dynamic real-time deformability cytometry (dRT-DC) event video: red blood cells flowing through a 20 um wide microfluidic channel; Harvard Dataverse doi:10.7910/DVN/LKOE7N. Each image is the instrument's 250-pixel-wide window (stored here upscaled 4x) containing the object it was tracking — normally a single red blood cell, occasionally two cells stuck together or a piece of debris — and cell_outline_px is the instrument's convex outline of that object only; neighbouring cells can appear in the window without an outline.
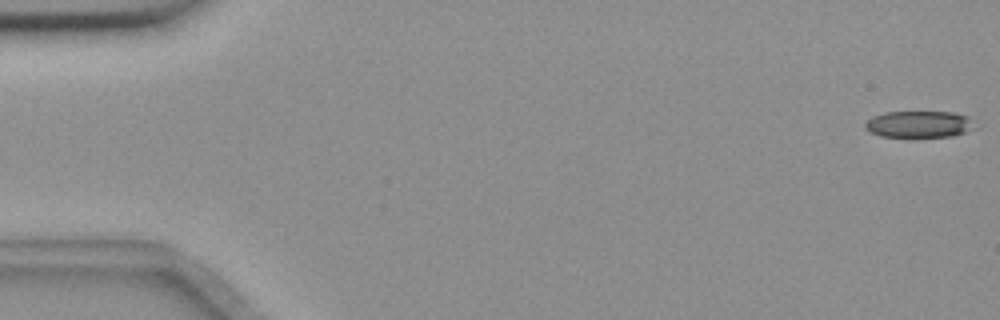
{"species": "common noctule bat (a hibernating species)", "species_latin": "Nyctalus noctula", "temperature_condition": "room temperature", "stored_images_in_passage": 56, "camera_frame_rate_fps": 3000, "um_per_image_px": 0.085, "animal": {"sex": "female", "body_mass_g": 18.4}, "frame": {"image": 1, "passage_image": 1, "time_ms": 0.0, "image_size_px": [1000, 320], "cell_outline_px": [[976, 128], [952, 136], [912, 140], [880, 136], [868, 132], [864, 128], [864, 124], [872, 116], [884, 112], [952, 112], [968, 116]], "centroid_in_image_um": [78.06, 10.61], "position_along_channel_um": 6.9, "area_um2": 17.98}}
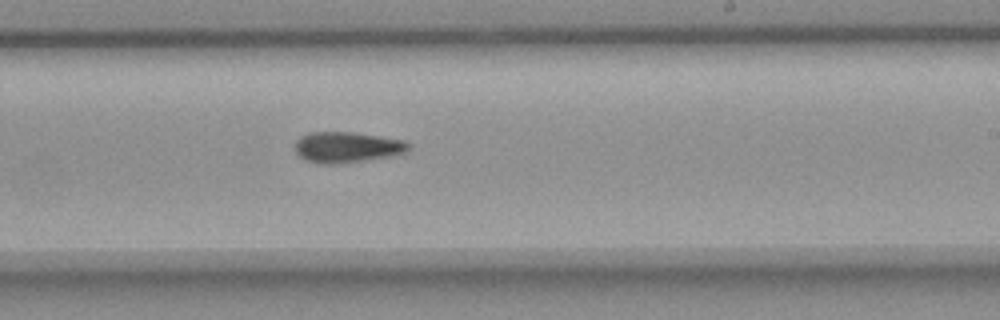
{"frame": {"image": 2, "passage_image": 34, "time_ms": 11.0, "image_size_px": [1000, 320], "cell_outline_px": [[408, 148], [404, 152], [388, 156], [332, 164], [320, 164], [304, 160], [296, 152], [296, 140], [300, 136], [308, 132], [352, 132], [404, 140], [408, 144]], "centroid_in_image_um": [29.41, 12.5], "position_along_channel_um": 259.6, "area_um2": 19.94}}
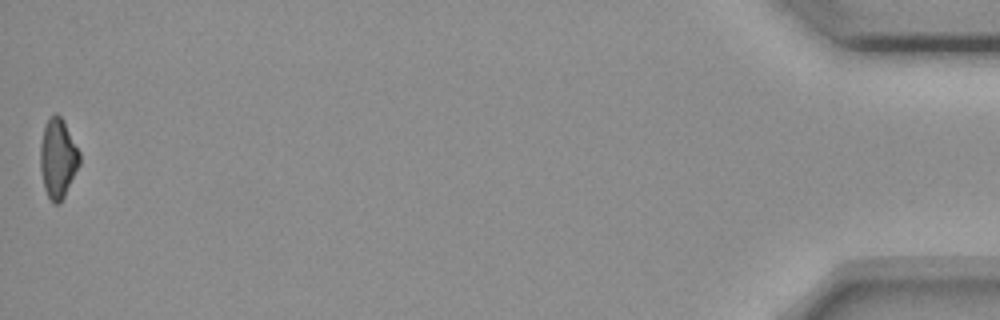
{"frame": {"image": 3, "passage_image": 56, "time_ms": 18.333, "image_size_px": [1000, 320], "cell_outline_px": [[80, 164], [60, 204], [52, 204], [44, 188], [40, 168], [40, 144], [44, 124], [56, 112], [64, 120], [80, 152]], "centroid_in_image_um": [4.92, 13.46], "position_along_channel_um": 430.3, "area_um2": 18.32}, "authors_computed_cell_mechanics": {"area_um2": 19.4208, "velocity_mm_per_s": 3.6479, "shape_relaxation_time_tau1_ms": null, "shape_relaxation_time_tau2_ms": 7.159, "deformation_change_tau1": null, "deformation_change_tau2": 0.1523}}